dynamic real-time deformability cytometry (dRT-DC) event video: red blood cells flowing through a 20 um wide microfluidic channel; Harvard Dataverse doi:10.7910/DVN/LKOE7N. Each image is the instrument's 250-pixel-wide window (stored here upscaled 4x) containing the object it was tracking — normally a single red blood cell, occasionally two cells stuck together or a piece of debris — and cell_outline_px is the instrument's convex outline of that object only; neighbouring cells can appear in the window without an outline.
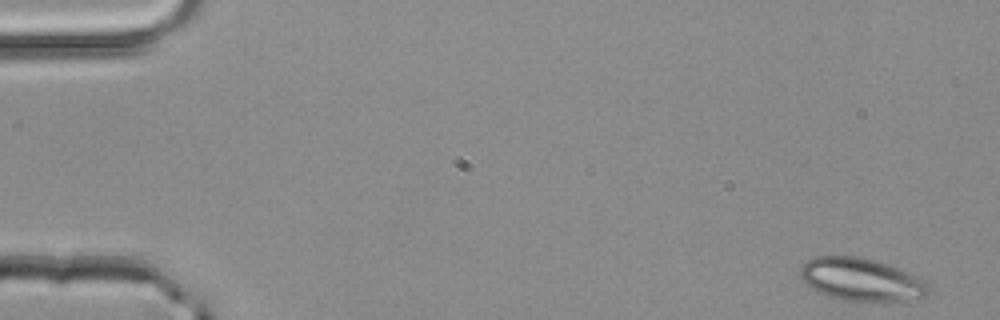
{"species": "common noctule bat (a hibernating species)", "species_latin": "Nyctalus noctula", "temperature_condition": "room temperature", "stored_images_in_passage": 4, "camera_frame_rate_fps": 3000, "um_per_image_px": 0.085, "animal": {"sex": "male", "body_mass_g": 20.4}, "frame": {"image": 1, "passage_image": 1, "time_ms": 0.0, "image_size_px": [1000, 320], "cell_outline_px": [[928, 296], [920, 300], [844, 300], [828, 296], [812, 288], [800, 276], [800, 268], [808, 260], [816, 256], [856, 256], [888, 264], [920, 276], [928, 284]], "centroid_in_image_um": [73.27, 23.75], "position_along_channel_um": 11.7, "area_um2": 31.73}}
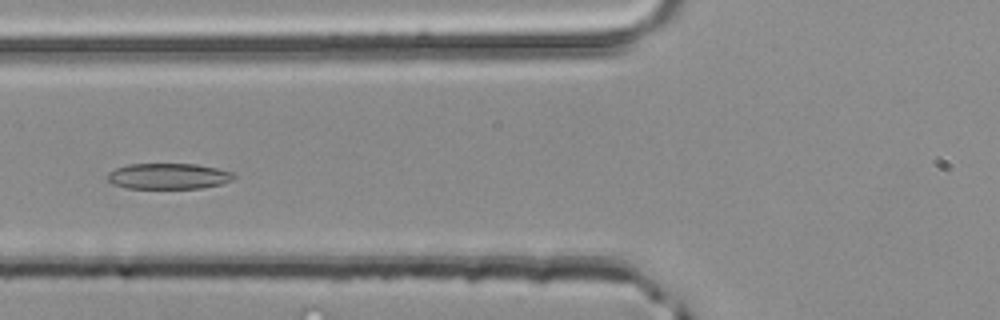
{"frame": {"image": 2, "passage_image": 4, "time_ms": 1.0, "image_size_px": [1000, 320], "cell_outline_px": [[236, 176], [232, 180], [220, 184], [200, 188], [128, 188], [112, 184], [108, 180], [108, 172], [116, 168], [128, 164], [196, 164], [216, 168], [232, 172]], "centroid_in_image_um": [14.3, 14.97], "position_along_channel_um": 111.5, "area_um2": 18.9}}